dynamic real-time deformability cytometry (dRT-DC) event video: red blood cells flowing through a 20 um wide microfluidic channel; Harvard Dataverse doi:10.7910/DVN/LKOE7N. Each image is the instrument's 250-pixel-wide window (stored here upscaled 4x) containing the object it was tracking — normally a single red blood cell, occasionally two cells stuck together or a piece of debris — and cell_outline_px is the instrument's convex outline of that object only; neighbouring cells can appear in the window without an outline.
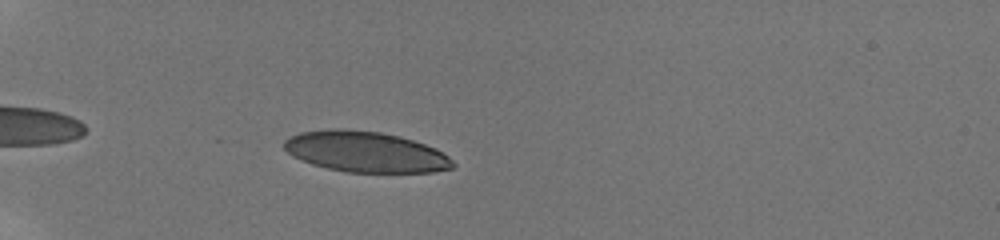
{"species": "human", "species_latin": "Homo sapiens", "temperature_condition": "room temperature", "stored_images_in_passage": 57, "camera_frame_rate_fps": 3000, "um_per_image_px": 0.085, "donor": {"sex": "male"}, "frame": {"image": 1, "passage_image": 9, "time_ms": 1.333, "image_size_px": [1000, 240], "cell_outline_px": [[456, 164], [452, 168], [432, 172], [344, 172], [312, 164], [292, 156], [284, 148], [284, 140], [288, 136], [300, 132], [332, 128], [336, 128], [380, 132], [400, 136], [436, 148], [448, 156]], "centroid_in_image_um": [31.05, 12.9], "position_along_channel_um": 53.9, "area_um2": 40.06}}
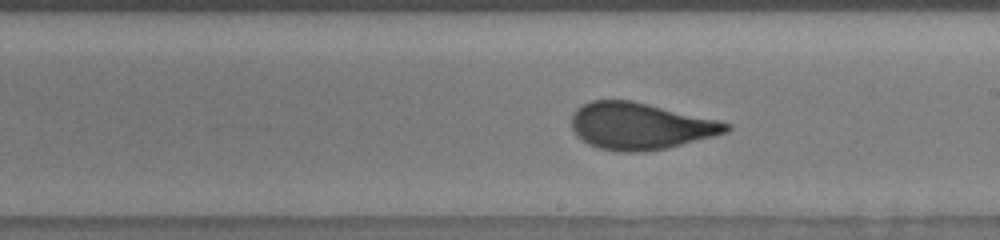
{"frame": {"image": 2, "passage_image": 25, "time_ms": 7.0, "image_size_px": [1000, 240], "cell_outline_px": [[732, 128], [728, 132], [668, 148], [644, 152], [616, 152], [600, 148], [588, 144], [576, 136], [572, 128], [572, 116], [584, 104], [592, 100], [632, 100], [720, 120], [732, 124]], "centroid_in_image_um": [54.45, 10.72], "position_along_channel_um": 234.5, "area_um2": 42.31}}
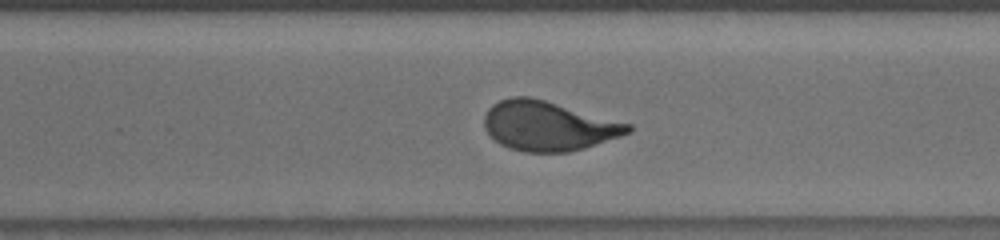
{"frame": {"image": 3, "passage_image": 37, "time_ms": 9.333, "image_size_px": [1000, 240], "cell_outline_px": [[632, 132], [584, 148], [568, 152], [524, 152], [508, 148], [500, 144], [484, 128], [484, 116], [488, 108], [492, 104], [500, 100], [512, 96], [528, 96], [544, 100], [632, 124]], "centroid_in_image_um": [46.59, 10.7], "position_along_channel_um": 324.0, "area_um2": 41.38}, "authors_computed_cell_mechanics": {"area_um2": 41.5004, "velocity_mm_per_s": 3.8541, "shape_relaxation_time_tau1_ms": 4.2838, "shape_relaxation_time_tau2_ms": null, "deformation_change_tau1": 0.1798, "deformation_change_tau2": null}}